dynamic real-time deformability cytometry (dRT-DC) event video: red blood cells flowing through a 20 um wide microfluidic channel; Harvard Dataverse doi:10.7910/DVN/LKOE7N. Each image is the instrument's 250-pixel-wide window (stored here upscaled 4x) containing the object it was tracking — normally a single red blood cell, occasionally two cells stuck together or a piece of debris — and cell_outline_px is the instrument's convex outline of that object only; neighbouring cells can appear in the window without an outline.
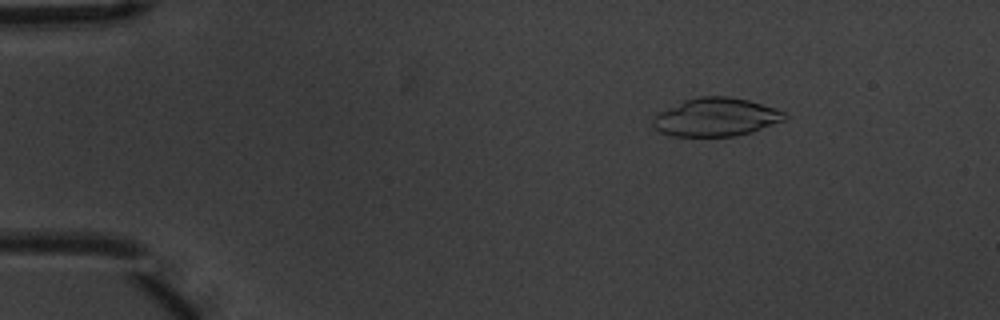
{"species": "common noctule bat (a hibernating species)", "species_latin": "Nyctalus noctula", "temperature_condition": "warm", "stored_images_in_passage": 8, "camera_frame_rate_fps": 3000, "um_per_image_px": 0.085, "animal": {"sex": "male", "body_mass_g": 20.1, "forearm_length_mm": 53.5}, "frame": {"image": 1, "passage_image": 2, "time_ms": 0.333, "image_size_px": [1000, 320], "cell_outline_px": [[788, 116], [784, 120], [752, 132], [736, 136], [672, 136], [660, 132], [652, 124], [652, 116], [656, 112], [684, 100], [700, 96], [728, 96], [748, 100], [776, 108], [784, 112]], "centroid_in_image_um": [60.82, 9.95], "position_along_channel_um": 24.2, "area_um2": 29.59}}
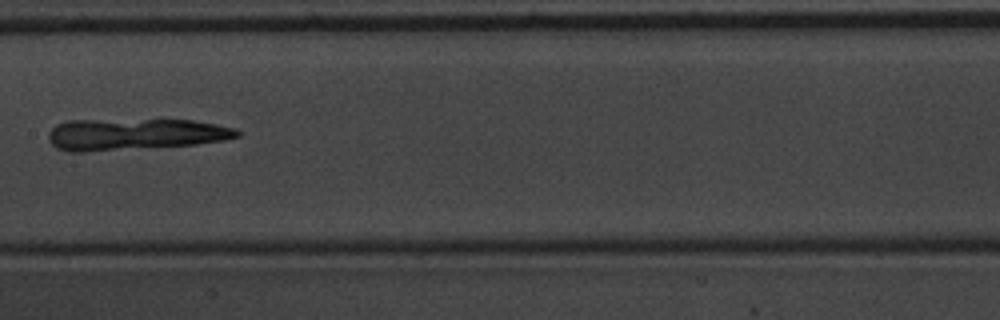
{"frame": {"image": 2, "passage_image": 7, "time_ms": 2.0, "image_size_px": [1000, 320], "cell_outline_px": [[240, 136], [224, 140], [196, 144], [84, 152], [68, 152], [56, 148], [48, 140], [48, 132], [56, 124], [72, 120], [192, 120], [216, 124], [236, 128], [240, 132]], "centroid_in_image_um": [11.44, 11.41], "position_along_channel_um": 196.0, "area_um2": 34.68}}
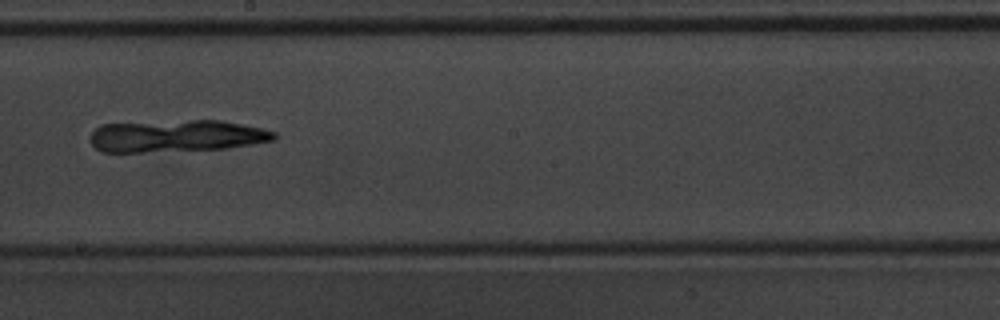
{"frame": {"image": 3, "passage_image": 8, "time_ms": 2.333, "image_size_px": [1000, 320], "cell_outline_px": [[276, 140], [228, 148], [144, 152], [100, 152], [88, 140], [88, 136], [100, 124], [192, 120], [220, 120], [264, 128], [276, 132]], "centroid_in_image_um": [14.99, 11.56], "position_along_channel_um": 233.2, "area_um2": 34.62}}